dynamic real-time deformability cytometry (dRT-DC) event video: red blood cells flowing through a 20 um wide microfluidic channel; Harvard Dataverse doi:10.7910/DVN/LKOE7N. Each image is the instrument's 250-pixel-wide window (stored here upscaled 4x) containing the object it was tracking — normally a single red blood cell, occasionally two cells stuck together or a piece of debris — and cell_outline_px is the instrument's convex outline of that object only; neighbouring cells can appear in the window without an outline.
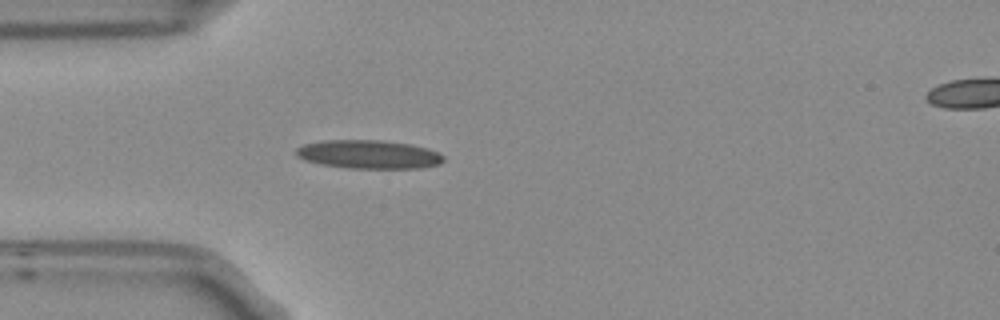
{"species": "Egyptian fruit bat (a non-hibernating species)", "species_latin": "Rousettus aegyptiacus", "temperature_condition": "room temperature", "stored_images_in_passage": 4, "segment_of_instrument_passage": [1, 2], "camera_frame_rate_fps": 3000, "um_per_image_px": 0.085, "frame": {"image": 1, "passage_image": 3, "time_ms": 0.667, "image_size_px": [1000, 320], "cell_outline_px": [[444, 160], [440, 164], [420, 168], [348, 168], [324, 164], [304, 160], [296, 156], [296, 148], [304, 144], [324, 140], [380, 140], [412, 144], [428, 148], [444, 156]], "centroid_in_image_um": [31.35, 13.11], "position_along_channel_um": 53.6, "area_um2": 24.51}}